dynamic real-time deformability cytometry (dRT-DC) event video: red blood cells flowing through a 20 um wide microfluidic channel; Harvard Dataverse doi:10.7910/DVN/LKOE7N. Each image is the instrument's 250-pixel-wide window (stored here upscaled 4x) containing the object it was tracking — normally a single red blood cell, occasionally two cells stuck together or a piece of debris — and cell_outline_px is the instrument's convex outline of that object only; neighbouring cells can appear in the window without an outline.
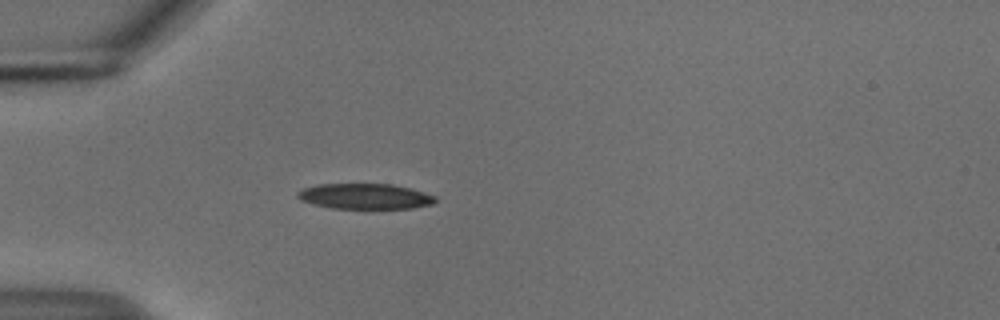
{"species": "common noctule bat (a hibernating species)", "species_latin": "Nyctalus noctula", "temperature_condition": "cold", "stored_images_in_passage": 54, "camera_frame_rate_fps": 3000, "um_per_image_px": 0.085, "animal": {"sex": "male", "body_mass_g": 18.8}, "frame": {"image": 1, "passage_image": 16, "time_ms": 5.0, "image_size_px": [1000, 320], "cell_outline_px": [[436, 200], [432, 204], [412, 208], [372, 212], [332, 208], [300, 200], [296, 196], [296, 192], [304, 188], [316, 184], [392, 184], [412, 188], [436, 196]], "centroid_in_image_um": [31.06, 16.73], "position_along_channel_um": 53.9, "area_um2": 21.56}}
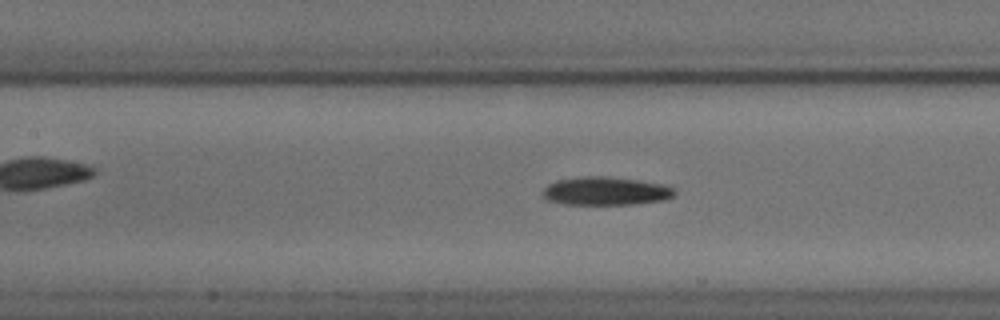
{"frame": {"image": 2, "passage_image": 25, "time_ms": 8.0, "image_size_px": [1000, 320], "cell_outline_px": [[676, 192], [672, 196], [664, 200], [632, 204], [564, 204], [548, 200], [544, 196], [544, 188], [548, 184], [556, 180], [580, 176], [608, 176], [640, 180], [660, 184], [676, 188]], "centroid_in_image_um": [51.49, 16.23], "position_along_channel_um": 155.9, "area_um2": 21.73}}
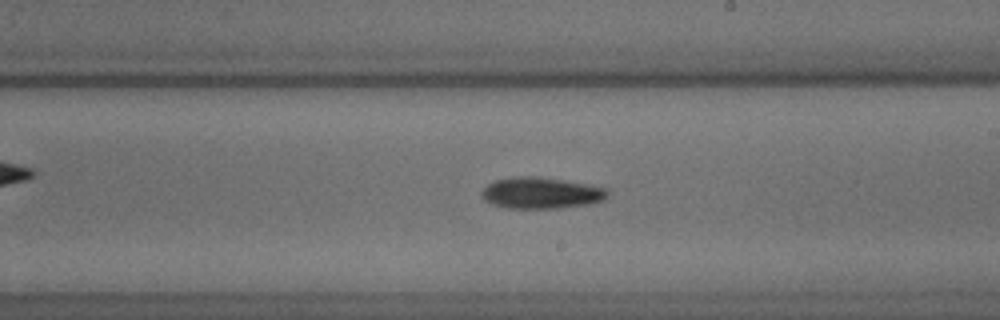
{"frame": {"image": 3, "passage_image": 32, "time_ms": 10.333, "image_size_px": [1000, 320], "cell_outline_px": [[608, 196], [604, 200], [588, 204], [560, 208], [508, 208], [492, 204], [484, 200], [484, 188], [488, 184], [496, 180], [512, 176], [540, 176], [588, 184], [608, 188]], "centroid_in_image_um": [46.04, 16.39], "position_along_channel_um": 243.0, "area_um2": 23.0}, "authors_computed_cell_mechanics": {"area_um2": 20.8369, "velocity_mm_per_s": 3.744, "shape_relaxation_time_tau1_ms": 4.5924, "shape_relaxation_time_tau2_ms": null, "deformation_change_tau1": 0.1144, "deformation_change_tau2": null}}